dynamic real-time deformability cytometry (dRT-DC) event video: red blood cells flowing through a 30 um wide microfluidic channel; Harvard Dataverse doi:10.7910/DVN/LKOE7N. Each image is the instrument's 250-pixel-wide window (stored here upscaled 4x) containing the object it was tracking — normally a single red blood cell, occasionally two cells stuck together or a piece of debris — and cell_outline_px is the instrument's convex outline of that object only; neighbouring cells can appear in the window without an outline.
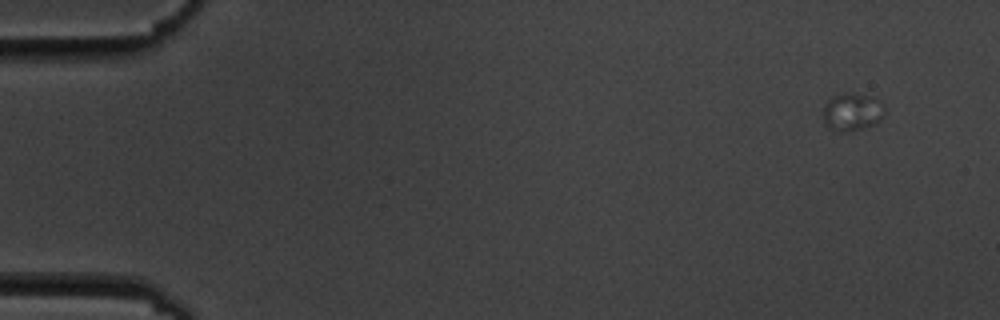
{"species": "common noctule bat (a hibernating species)", "species_latin": "Nyctalus noctula", "temperature_condition": "cold", "stored_images_in_passage": 5, "camera_frame_rate_fps": 3000, "um_per_image_px": 0.085, "animal": {"sex": "male", "body_mass_g": 19.5, "forearm_length_mm": 54.6}, "frame": {"image": 1, "passage_image": 1, "time_ms": 0.0, "image_size_px": [1000, 320], "cell_outline_px": [[888, 108], [880, 120], [872, 124], [848, 132], [840, 132], [828, 128], [824, 124], [824, 108], [828, 100], [832, 96], [848, 92], [868, 96], [880, 100]], "centroid_in_image_um": [72.45, 9.51], "position_along_channel_um": 12.5, "area_um2": 13.58}}